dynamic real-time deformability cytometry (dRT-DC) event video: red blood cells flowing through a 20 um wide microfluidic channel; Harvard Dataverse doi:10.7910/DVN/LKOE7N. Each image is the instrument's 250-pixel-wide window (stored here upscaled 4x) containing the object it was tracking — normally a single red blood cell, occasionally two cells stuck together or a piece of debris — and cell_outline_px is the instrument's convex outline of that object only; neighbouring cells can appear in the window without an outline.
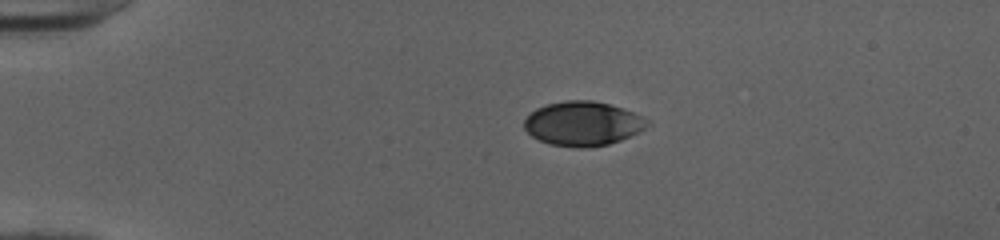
{"species": "human", "species_latin": "Homo sapiens", "temperature_condition": "cold", "stored_images_in_passage": 41, "camera_frame_rate_fps": 3000, "um_per_image_px": 0.085, "donor": {"sex": "female"}, "frame": {"image": 1, "passage_image": 1, "time_ms": 0.0, "image_size_px": [1000, 240], "cell_outline_px": [[652, 120], [644, 128], [620, 140], [608, 144], [588, 148], [576, 148], [548, 144], [532, 136], [524, 128], [524, 120], [536, 108], [544, 104], [564, 100], [592, 100], [624, 108]], "centroid_in_image_um": [49.53, 10.5], "position_along_channel_um": 35.5, "area_um2": 31.91}}
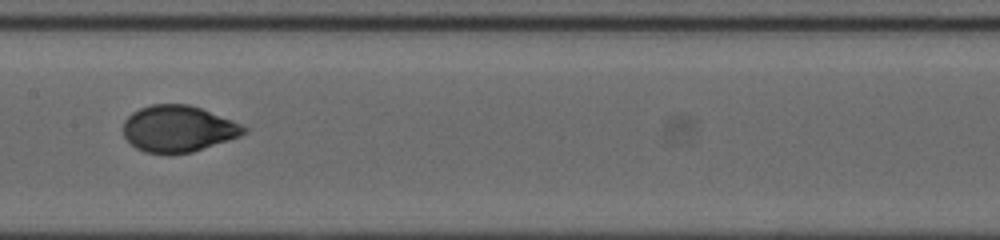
{"frame": {"image": 2, "passage_image": 17, "time_ms": 5.333, "image_size_px": [1000, 240], "cell_outline_px": [[248, 132], [240, 136], [192, 152], [168, 156], [144, 152], [136, 148], [124, 136], [124, 120], [132, 112], [140, 108], [152, 104], [188, 104], [200, 108], [232, 120], [248, 128]], "centroid_in_image_um": [15.13, 10.97], "position_along_channel_um": 192.3, "area_um2": 32.89}}
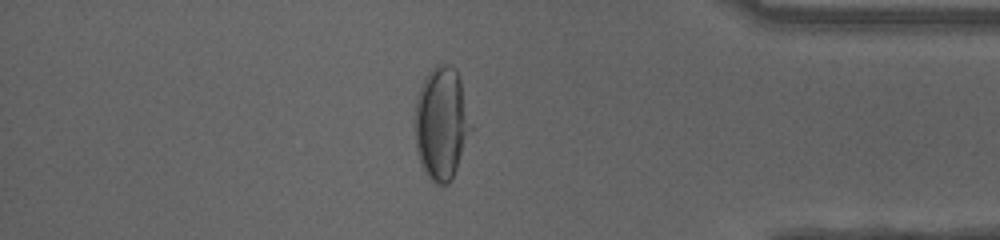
{"frame": {"image": 3, "passage_image": 34, "time_ms": 11.0, "image_size_px": [1000, 240], "cell_outline_px": [[476, 128], [448, 184], [436, 184], [424, 172], [416, 148], [416, 96], [424, 76], [436, 64], [448, 64], [456, 68], [460, 76]], "centroid_in_image_um": [37.61, 10.43], "position_along_channel_um": 397.6, "area_um2": 37.92}, "authors_computed_cell_mechanics": {"area_um2": 33.3506, "velocity_mm_per_s": 4.0205, "shape_relaxation_time_tau1_ms": 4.0136, "shape_relaxation_time_tau2_ms": null, "deformation_change_tau1": 0.1725, "deformation_change_tau2": null}}